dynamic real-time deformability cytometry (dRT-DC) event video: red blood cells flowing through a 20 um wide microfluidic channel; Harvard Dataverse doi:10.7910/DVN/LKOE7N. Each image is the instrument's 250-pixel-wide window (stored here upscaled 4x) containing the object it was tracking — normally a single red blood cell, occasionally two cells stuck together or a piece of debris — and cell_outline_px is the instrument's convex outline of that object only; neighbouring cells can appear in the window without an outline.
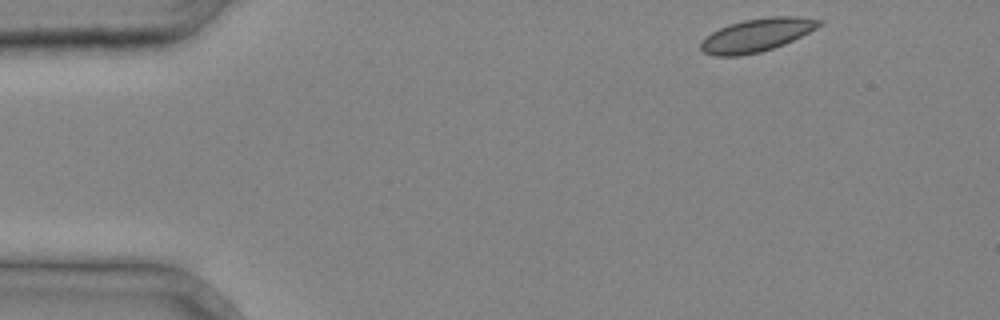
{"species": "common noctule bat (a hibernating species)", "species_latin": "Nyctalus noctula", "temperature_condition": "cold", "stored_images_in_passage": 4, "segment_of_instrument_passage": [2, 2], "camera_frame_rate_fps": 3000, "um_per_image_px": 0.085, "animal": {"sex": "male", "body_mass_g": 20.4}, "frame": {"image": 1, "passage_image": 4, "time_ms": 1.0, "image_size_px": [1000, 320], "cell_outline_px": [[824, 24], [784, 44], [760, 52], [736, 56], [716, 56], [704, 52], [700, 48], [700, 44], [712, 32], [728, 24], [744, 20], [768, 16], [796, 16], [824, 20]], "centroid_in_image_um": [64.35, 2.97], "position_along_channel_um": 20.6, "area_um2": 22.66}}